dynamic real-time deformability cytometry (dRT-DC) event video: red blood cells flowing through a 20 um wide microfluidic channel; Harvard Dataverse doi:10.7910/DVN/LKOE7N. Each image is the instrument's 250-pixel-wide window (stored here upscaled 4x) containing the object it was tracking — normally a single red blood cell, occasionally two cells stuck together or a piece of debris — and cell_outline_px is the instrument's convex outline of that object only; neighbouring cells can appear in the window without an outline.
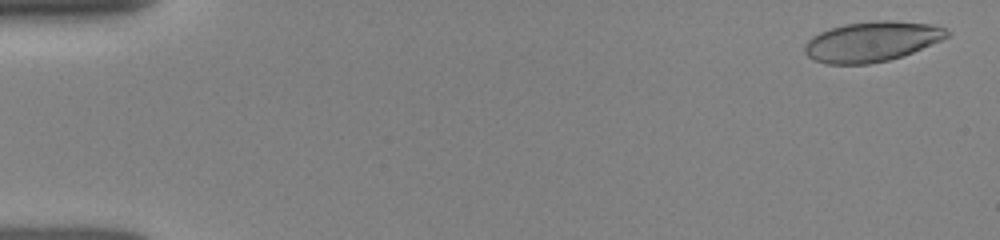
{"species": "human", "species_latin": "Homo sapiens", "temperature_condition": "room temperature", "stored_images_in_passage": 28, "camera_frame_rate_fps": 3000, "um_per_image_px": 0.085, "donor": {"sex": "female"}, "frame": {"image": 1, "passage_image": 1, "time_ms": 0.0, "image_size_px": [1000, 240], "cell_outline_px": [[952, 32], [948, 36], [940, 40], [912, 52], [888, 60], [868, 64], [824, 64], [808, 56], [804, 52], [804, 44], [812, 36], [820, 32], [844, 24], [880, 20], [888, 20], [936, 24]], "centroid_in_image_um": [74.1, 3.52], "position_along_channel_um": 10.9, "area_um2": 33.12}}
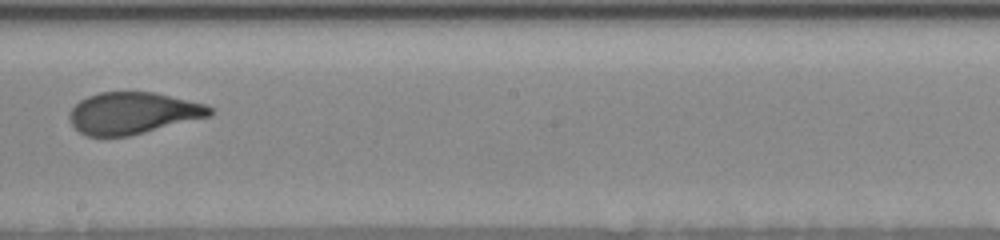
{"frame": {"image": 2, "passage_image": 15, "time_ms": 9.0, "image_size_px": [1000, 240], "cell_outline_px": [[216, 112], [212, 116], [128, 136], [88, 136], [80, 132], [72, 124], [68, 116], [72, 108], [80, 100], [88, 96], [100, 92], [156, 92], [208, 104], [216, 108]], "centroid_in_image_um": [11.38, 9.6], "position_along_channel_um": 236.8, "area_um2": 34.45}}
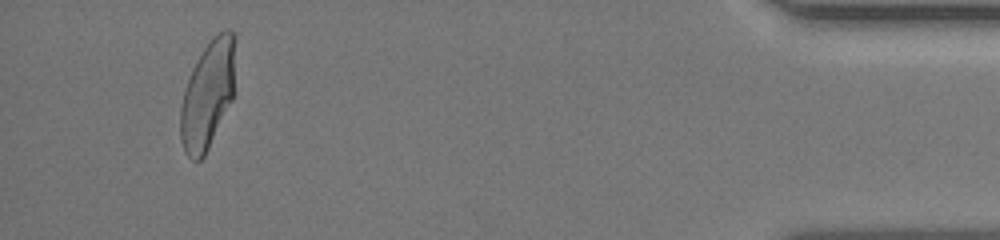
{"frame": {"image": 3, "passage_image": 27, "time_ms": 15.0, "image_size_px": [1000, 240], "cell_outline_px": [[236, 92], [204, 156], [200, 160], [192, 160], [184, 152], [180, 140], [180, 108], [184, 88], [204, 48], [212, 36], [224, 28], [228, 28], [236, 32]], "centroid_in_image_um": [17.72, 7.97], "position_along_channel_um": 417.5, "area_um2": 35.32}}